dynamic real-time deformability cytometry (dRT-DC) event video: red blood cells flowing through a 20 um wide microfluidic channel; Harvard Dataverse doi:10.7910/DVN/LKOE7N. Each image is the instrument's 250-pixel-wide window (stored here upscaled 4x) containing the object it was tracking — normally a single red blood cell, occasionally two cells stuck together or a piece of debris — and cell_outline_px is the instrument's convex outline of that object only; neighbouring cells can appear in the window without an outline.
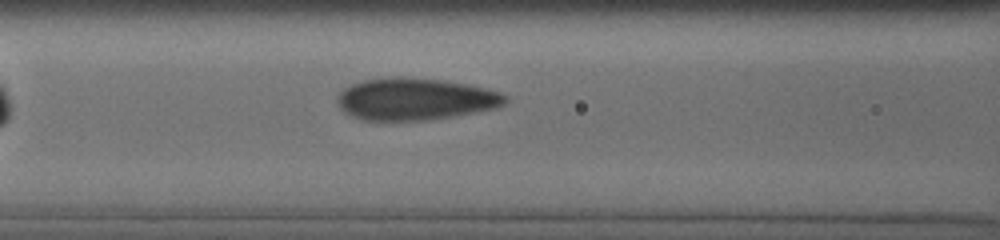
{"species": "human", "species_latin": "Homo sapiens", "temperature_condition": "cold", "stored_images_in_passage": 34, "camera_frame_rate_fps": 3000, "um_per_image_px": 0.085, "donor": {"sex": "male"}, "frame": {"image": 1, "passage_image": 10, "time_ms": 4.0, "image_size_px": [1000, 240], "cell_outline_px": [[508, 100], [504, 104], [496, 108], [452, 116], [424, 120], [364, 120], [352, 116], [344, 112], [340, 108], [336, 100], [336, 96], [344, 88], [352, 84], [364, 80], [392, 76], [400, 76], [444, 80], [484, 88], [500, 92], [508, 96]], "centroid_in_image_um": [35.26, 8.41], "position_along_channel_um": 131.3, "area_um2": 41.1}}
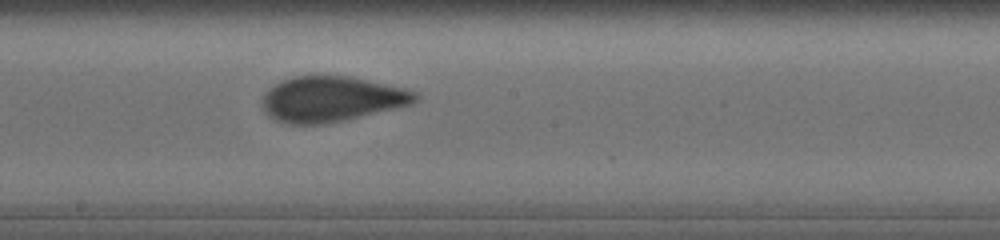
{"frame": {"image": 2, "passage_image": 16, "time_ms": 6.333, "image_size_px": [1000, 240], "cell_outline_px": [[420, 96], [412, 104], [344, 120], [324, 124], [288, 124], [272, 120], [264, 112], [264, 92], [276, 84], [284, 80], [296, 76], [352, 76], [404, 88], [416, 92]], "centroid_in_image_um": [28.17, 8.43], "position_along_channel_um": 220.0, "area_um2": 40.29}}
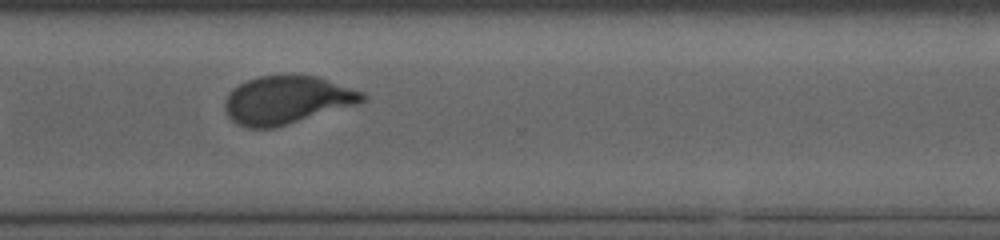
{"frame": {"image": 3, "passage_image": 25, "time_ms": 9.667, "image_size_px": [1000, 240], "cell_outline_px": [[368, 96], [364, 100], [356, 104], [276, 128], [248, 128], [236, 124], [228, 116], [224, 108], [224, 104], [232, 88], [248, 80], [260, 76], [316, 76], [364, 92]], "centroid_in_image_um": [24.36, 8.52], "position_along_channel_um": 346.2, "area_um2": 38.15}, "authors_computed_cell_mechanics": {"area_um2": 40.3155, "velocity_mm_per_s": 3.7868, "shape_relaxation_time_tau1_ms": 8.1811, "shape_relaxation_time_tau2_ms": null, "deformation_change_tau1": 0.2121, "deformation_change_tau2": null}}